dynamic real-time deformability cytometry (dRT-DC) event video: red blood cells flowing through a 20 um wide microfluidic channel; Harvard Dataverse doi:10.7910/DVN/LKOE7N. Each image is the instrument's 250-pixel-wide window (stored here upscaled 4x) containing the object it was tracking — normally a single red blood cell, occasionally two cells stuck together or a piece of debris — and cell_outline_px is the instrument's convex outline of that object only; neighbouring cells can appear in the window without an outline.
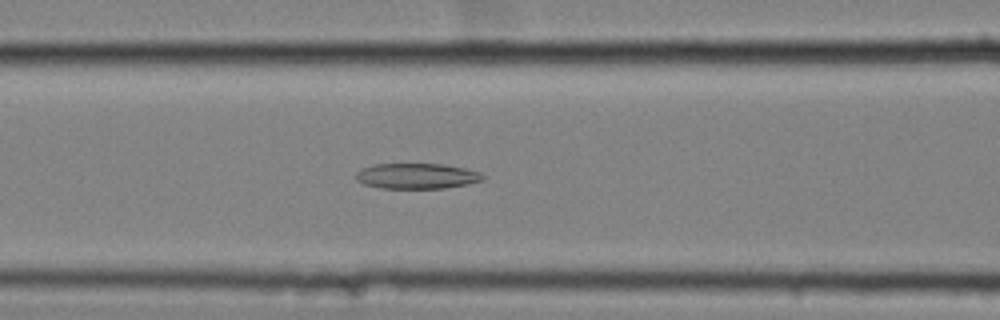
{"species": "common noctule bat (a hibernating species)", "species_latin": "Nyctalus noctula", "temperature_condition": "cold", "stored_images_in_passage": 57, "camera_frame_rate_fps": 3000, "um_per_image_px": 0.085, "animal": {"sex": "female", "body_mass_g": 25.1}, "frame": {"image": 1, "passage_image": 26, "time_ms": 8.333, "image_size_px": [1000, 320], "cell_outline_px": [[484, 180], [468, 184], [444, 188], [380, 188], [364, 184], [356, 180], [356, 172], [364, 168], [376, 164], [444, 164], [464, 168], [480, 172], [484, 176]], "centroid_in_image_um": [35.45, 14.96], "position_along_channel_um": 131.2, "area_um2": 18.79}}
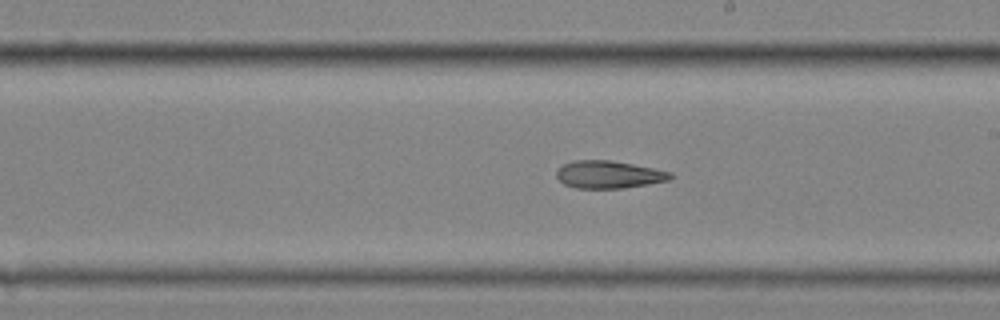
{"frame": {"image": 2, "passage_image": 35, "time_ms": 11.333, "image_size_px": [1000, 320], "cell_outline_px": [[676, 176], [668, 180], [648, 184], [620, 188], [576, 188], [564, 184], [556, 176], [556, 172], [564, 164], [572, 160], [612, 160], [672, 172]], "centroid_in_image_um": [51.75, 14.83], "position_along_channel_um": 237.2, "area_um2": 18.21}}
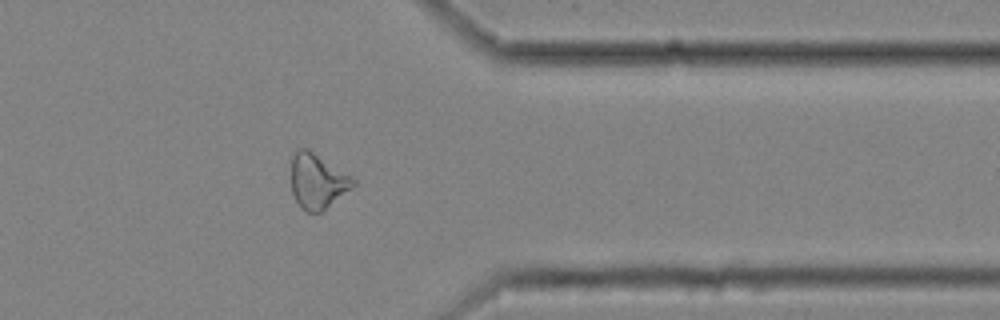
{"frame": {"image": 3, "passage_image": 48, "time_ms": 15.667, "image_size_px": [1000, 320], "cell_outline_px": [[356, 184], [352, 188], [324, 212], [304, 212], [300, 208], [292, 192], [292, 156], [300, 148], [308, 148], [352, 176], [356, 180]], "centroid_in_image_um": [27.01, 15.43], "position_along_channel_um": 384.4, "area_um2": 20.11}}